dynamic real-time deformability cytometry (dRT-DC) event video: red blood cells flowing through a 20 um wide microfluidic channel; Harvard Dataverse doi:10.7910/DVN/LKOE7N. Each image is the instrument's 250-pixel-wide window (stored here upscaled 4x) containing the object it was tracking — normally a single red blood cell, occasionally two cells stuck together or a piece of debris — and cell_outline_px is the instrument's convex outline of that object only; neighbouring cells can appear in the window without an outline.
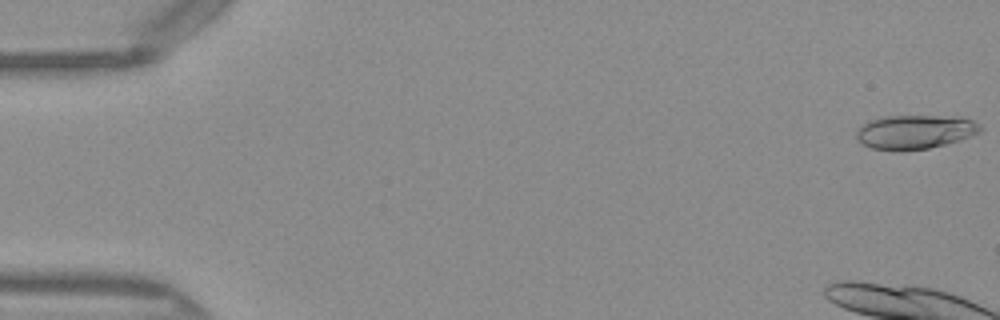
{"species": "Egyptian fruit bat (a non-hibernating species)", "species_latin": "Rousettus aegyptiacus", "temperature_condition": "warm", "stored_images_in_passage": 11, "camera_frame_rate_fps": 3000, "um_per_image_px": 0.085, "frame": {"image": 1, "passage_image": 1, "time_ms": 0.0, "image_size_px": [1000, 320], "cell_outline_px": [[984, 128], [980, 132], [960, 140], [928, 148], [872, 148], [860, 144], [856, 136], [856, 128], [872, 120], [888, 116], [932, 116], [972, 120], [980, 124]], "centroid_in_image_um": [77.77, 11.19], "position_along_channel_um": 7.2, "area_um2": 23.64}}